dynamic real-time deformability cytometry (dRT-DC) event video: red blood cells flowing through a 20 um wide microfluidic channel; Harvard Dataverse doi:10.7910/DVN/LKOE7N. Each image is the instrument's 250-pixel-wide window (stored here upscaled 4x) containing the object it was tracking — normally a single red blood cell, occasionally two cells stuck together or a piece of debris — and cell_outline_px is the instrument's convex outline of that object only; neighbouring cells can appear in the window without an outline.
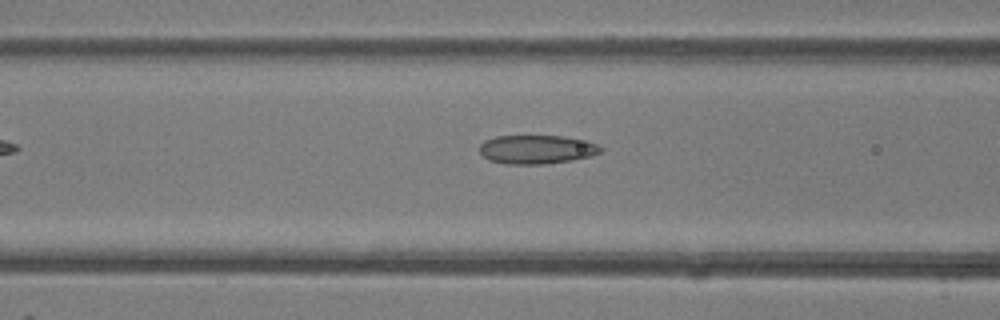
{"species": "common noctule bat (a hibernating species)", "species_latin": "Nyctalus noctula", "temperature_condition": "room temperature", "stored_images_in_passage": 8, "camera_frame_rate_fps": 3000, "um_per_image_px": 0.085, "animal": {"sex": "female"}, "frame": {"image": 1, "passage_image": 6, "time_ms": 1.667, "image_size_px": [1000, 320], "cell_outline_px": [[604, 148], [600, 152], [588, 156], [572, 160], [544, 164], [504, 164], [488, 160], [480, 152], [480, 144], [484, 140], [496, 136], [564, 136], [588, 140]], "centroid_in_image_um": [45.61, 12.69], "position_along_channel_um": 121.0, "area_um2": 20.4}}